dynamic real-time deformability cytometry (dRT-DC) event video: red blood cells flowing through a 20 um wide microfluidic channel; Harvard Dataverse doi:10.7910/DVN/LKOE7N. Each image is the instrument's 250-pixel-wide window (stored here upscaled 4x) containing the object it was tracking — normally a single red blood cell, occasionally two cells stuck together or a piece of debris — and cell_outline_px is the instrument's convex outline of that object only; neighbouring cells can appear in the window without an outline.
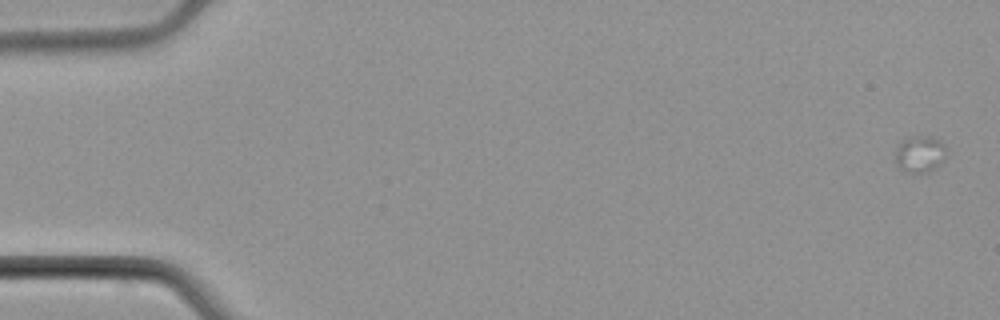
{"species": "common noctule bat (a hibernating species)", "species_latin": "Nyctalus noctula", "temperature_condition": "cold", "stored_images_in_passage": 3, "camera_frame_rate_fps": 3000, "um_per_image_px": 0.085, "animal": {"sex": "male", "body_mass_g": 21.5, "forearm_length_mm": 52.0}, "frame": {"image": 1, "passage_image": 1, "time_ms": 0.0, "image_size_px": [1000, 320], "cell_outline_px": [[944, 160], [932, 168], [924, 172], [908, 172], [900, 168], [896, 164], [896, 148], [908, 136], [928, 136], [940, 140], [944, 144]], "centroid_in_image_um": [78.16, 13.06], "position_along_channel_um": 6.8, "area_um2": 10.52}}